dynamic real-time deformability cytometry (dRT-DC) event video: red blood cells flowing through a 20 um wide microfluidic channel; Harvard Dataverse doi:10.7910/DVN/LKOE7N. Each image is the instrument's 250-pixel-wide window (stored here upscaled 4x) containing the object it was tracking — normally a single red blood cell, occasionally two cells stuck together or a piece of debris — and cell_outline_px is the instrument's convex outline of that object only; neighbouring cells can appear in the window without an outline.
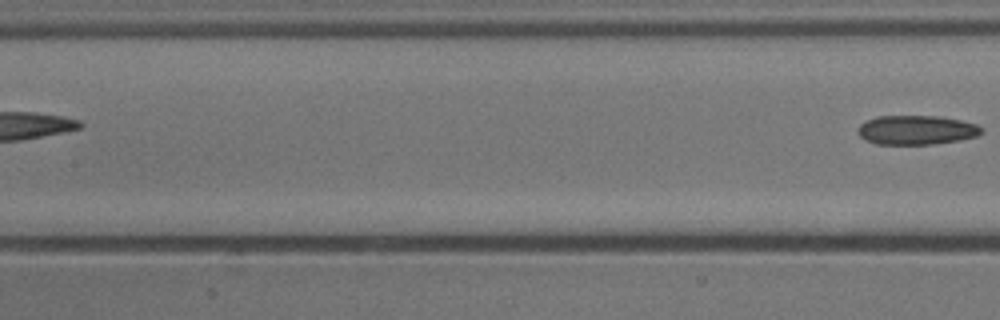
{"species": "common noctule bat (a hibernating species)", "species_latin": "Nyctalus noctula", "temperature_condition": "cold", "stored_images_in_passage": 7, "segment_of_instrument_passage": [2, 2], "camera_frame_rate_fps": 3000, "um_per_image_px": 0.085, "animal": {"sex": "male", "body_mass_g": 13.3}, "frame": {"image": 1, "passage_image": 7, "time_ms": 2.0, "image_size_px": [1000, 320], "cell_outline_px": [[984, 132], [976, 136], [960, 140], [932, 144], [876, 144], [864, 140], [856, 132], [860, 124], [876, 116], [936, 116], [960, 120], [976, 124], [984, 128]], "centroid_in_image_um": [77.89, 11.05], "position_along_channel_um": 129.5, "area_um2": 21.15}}